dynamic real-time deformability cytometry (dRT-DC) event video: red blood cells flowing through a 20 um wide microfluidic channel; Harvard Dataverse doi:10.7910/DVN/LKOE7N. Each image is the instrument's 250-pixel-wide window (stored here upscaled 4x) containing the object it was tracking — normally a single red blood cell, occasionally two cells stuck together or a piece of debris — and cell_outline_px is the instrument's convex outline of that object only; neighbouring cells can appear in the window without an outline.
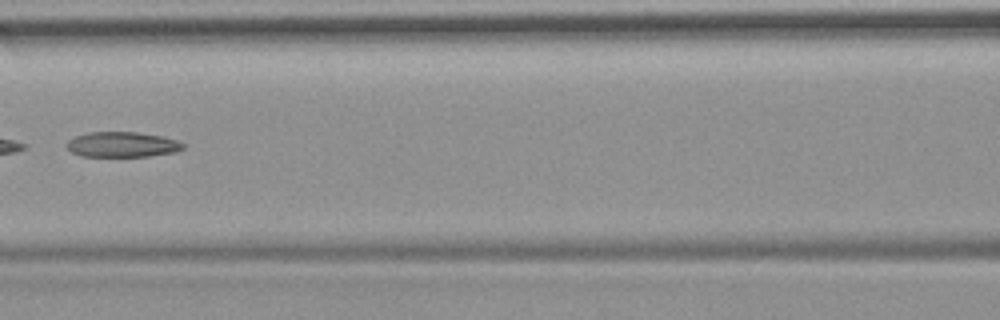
{"species": "common noctule bat (a hibernating species)", "species_latin": "Nyctalus noctula", "temperature_condition": "room temperature", "stored_images_in_passage": 7, "camera_frame_rate_fps": 3000, "um_per_image_px": 0.085, "animal": {"sex": "female", "body_mass_g": 19.9}, "frame": {"image": 1, "passage_image": 7, "time_ms": 7.333, "image_size_px": [1000, 320], "cell_outline_px": [[184, 148], [176, 152], [148, 156], [80, 156], [72, 152], [64, 144], [68, 140], [76, 136], [88, 132], [136, 132], [164, 136], [176, 140], [184, 144]], "centroid_in_image_um": [10.38, 12.28], "position_along_channel_um": 156.2, "area_um2": 17.17}}